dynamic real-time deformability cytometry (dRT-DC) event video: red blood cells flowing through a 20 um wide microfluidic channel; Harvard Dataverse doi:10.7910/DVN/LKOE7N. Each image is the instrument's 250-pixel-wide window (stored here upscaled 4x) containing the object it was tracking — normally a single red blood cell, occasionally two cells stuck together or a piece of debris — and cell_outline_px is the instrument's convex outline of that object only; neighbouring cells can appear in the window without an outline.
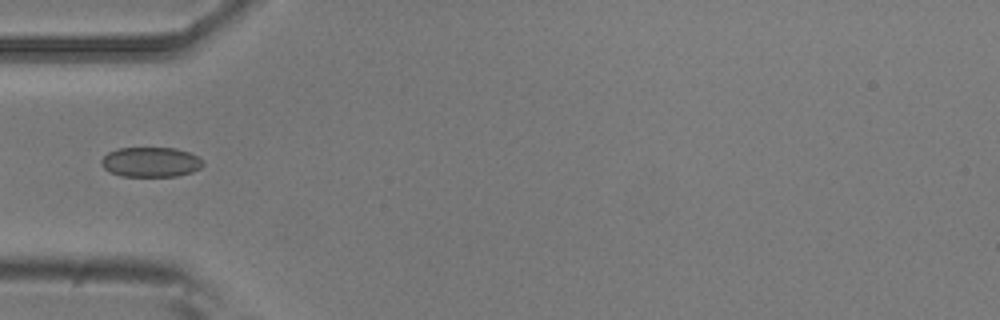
{"species": "common noctule bat (a hibernating species)", "species_latin": "Nyctalus noctula", "temperature_condition": "room temperature", "stored_images_in_passage": 4, "camera_frame_rate_fps": 3000, "um_per_image_px": 0.085, "animal": {"sex": "male", "body_mass_g": 20.5, "forearm_length_mm": 52.5}, "frame": {"image": 1, "passage_image": 1, "time_ms": 0.0, "image_size_px": [1000, 320], "cell_outline_px": [[204, 164], [200, 168], [192, 172], [176, 176], [120, 176], [104, 168], [100, 164], [100, 160], [108, 152], [120, 148], [176, 148], [188, 152], [196, 156]], "centroid_in_image_um": [12.79, 13.77], "position_along_channel_um": 72.2, "area_um2": 17.57}}